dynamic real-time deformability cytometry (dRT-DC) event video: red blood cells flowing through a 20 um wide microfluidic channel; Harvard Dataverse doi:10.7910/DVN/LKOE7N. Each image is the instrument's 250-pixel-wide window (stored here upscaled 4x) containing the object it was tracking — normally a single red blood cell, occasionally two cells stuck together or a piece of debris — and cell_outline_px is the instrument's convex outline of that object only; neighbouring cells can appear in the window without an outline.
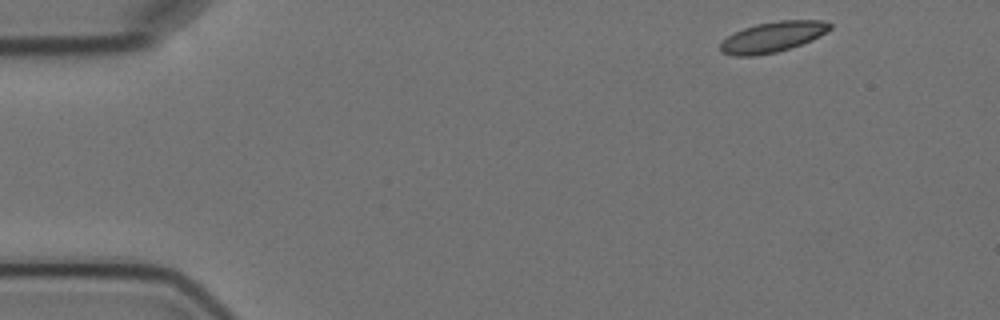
{"species": "Egyptian fruit bat (a non-hibernating species)", "species_latin": "Rousettus aegyptiacus", "temperature_condition": "cold", "stored_images_in_passage": 4, "camera_frame_rate_fps": 3000, "um_per_image_px": 0.085, "animal": {"sex": "female"}, "frame": {"image": 1, "passage_image": 1, "time_ms": 0.0, "image_size_px": [1000, 320], "cell_outline_px": [[832, 28], [820, 36], [812, 40], [776, 52], [752, 56], [732, 56], [720, 52], [720, 44], [728, 36], [744, 28], [756, 24], [780, 20], [824, 20], [832, 24]], "centroid_in_image_um": [65.69, 3.14], "position_along_channel_um": 19.3, "area_um2": 19.36}}
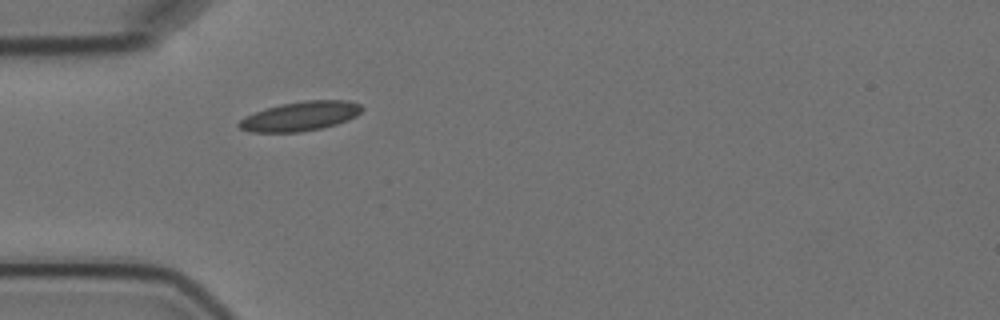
{"frame": {"image": 2, "passage_image": 4, "time_ms": 3.667, "image_size_px": [1000, 320], "cell_outline_px": [[364, 108], [356, 116], [348, 120], [336, 124], [320, 128], [300, 132], [248, 132], [240, 128], [236, 124], [244, 116], [280, 104], [304, 100], [348, 100], [360, 104]], "centroid_in_image_um": [25.53, 9.87], "position_along_channel_um": 59.5, "area_um2": 21.04}}